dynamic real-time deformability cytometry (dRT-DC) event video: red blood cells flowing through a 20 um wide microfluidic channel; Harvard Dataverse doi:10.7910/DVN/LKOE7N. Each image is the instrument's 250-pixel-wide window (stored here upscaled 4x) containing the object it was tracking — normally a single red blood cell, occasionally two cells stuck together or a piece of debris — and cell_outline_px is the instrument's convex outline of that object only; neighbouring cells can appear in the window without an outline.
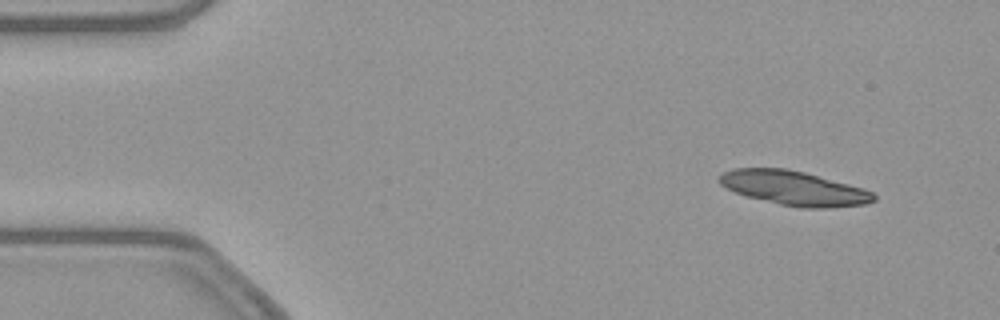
{"species": "common noctule bat (a hibernating species)", "species_latin": "Nyctalus noctula", "temperature_condition": "warm", "stored_images_in_passage": 21, "camera_frame_rate_fps": 3000, "um_per_image_px": 0.085, "animal": {"sex": "female", "body_mass_g": 21.9}, "frame": {"image": 1, "passage_image": 1, "time_ms": 0.0, "image_size_px": [1000, 320], "cell_outline_px": [[876, 200], [864, 204], [824, 208], [804, 208], [780, 204], [748, 196], [736, 192], [720, 184], [720, 176], [724, 172], [732, 168], [788, 168], [804, 172], [864, 188], [872, 192], [876, 196]], "centroid_in_image_um": [67.52, 15.98], "position_along_channel_um": 17.5, "area_um2": 30.52}}